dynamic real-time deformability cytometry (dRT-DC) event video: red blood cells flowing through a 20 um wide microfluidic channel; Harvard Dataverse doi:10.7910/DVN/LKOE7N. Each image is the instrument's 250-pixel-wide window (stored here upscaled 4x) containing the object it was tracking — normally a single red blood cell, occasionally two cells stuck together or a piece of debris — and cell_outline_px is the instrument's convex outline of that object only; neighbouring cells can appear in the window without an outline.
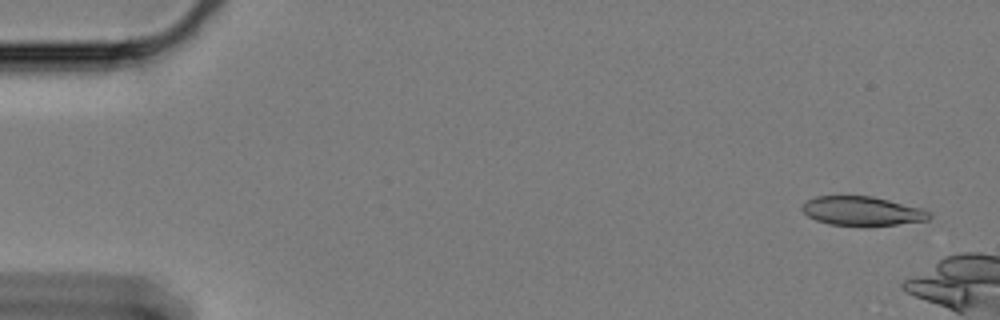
{"species": "Egyptian fruit bat (a non-hibernating species)", "species_latin": "Rousettus aegyptiacus", "temperature_condition": "cold", "stored_images_in_passage": 18, "camera_frame_rate_fps": 3000, "um_per_image_px": 0.085, "animal": {"sex": "female"}, "frame": {"image": 1, "passage_image": 3, "time_ms": 0.667, "image_size_px": [1000, 320], "cell_outline_px": [[932, 216], [928, 220], [864, 228], [828, 224], [816, 220], [808, 216], [800, 208], [808, 200], [816, 196], [872, 196], [924, 208], [932, 212]], "centroid_in_image_um": [73.32, 17.97], "position_along_channel_um": 11.7, "area_um2": 22.2}}